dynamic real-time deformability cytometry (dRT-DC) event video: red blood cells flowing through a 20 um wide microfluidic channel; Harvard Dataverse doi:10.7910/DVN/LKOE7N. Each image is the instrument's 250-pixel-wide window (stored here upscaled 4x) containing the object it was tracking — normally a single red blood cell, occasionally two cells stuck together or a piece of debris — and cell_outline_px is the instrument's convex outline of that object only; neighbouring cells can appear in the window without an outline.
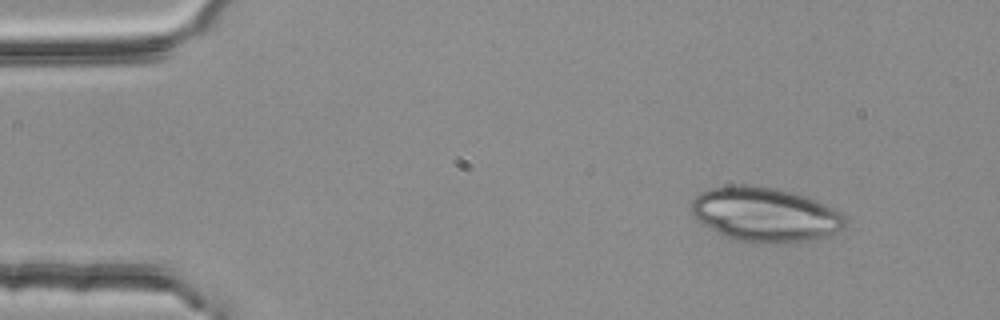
{"species": "common noctule bat (a hibernating species)", "species_latin": "Nyctalus noctula", "temperature_condition": "room temperature", "stored_images_in_passage": 3, "camera_frame_rate_fps": 3000, "um_per_image_px": 0.085, "animal": {"sex": "female", "body_mass_g": 25.1}, "frame": {"image": 1, "passage_image": 1, "time_ms": 0.0, "image_size_px": [1000, 320], "cell_outline_px": [[848, 216], [844, 224], [840, 228], [824, 236], [808, 240], [780, 244], [756, 244], [736, 240], [724, 236], [704, 224], [688, 208], [692, 200], [700, 192], [708, 188], [728, 184], [744, 184], [776, 188], [792, 192], [816, 200]], "centroid_in_image_um": [64.98, 18.22], "position_along_channel_um": 20.0, "area_um2": 48.9}}